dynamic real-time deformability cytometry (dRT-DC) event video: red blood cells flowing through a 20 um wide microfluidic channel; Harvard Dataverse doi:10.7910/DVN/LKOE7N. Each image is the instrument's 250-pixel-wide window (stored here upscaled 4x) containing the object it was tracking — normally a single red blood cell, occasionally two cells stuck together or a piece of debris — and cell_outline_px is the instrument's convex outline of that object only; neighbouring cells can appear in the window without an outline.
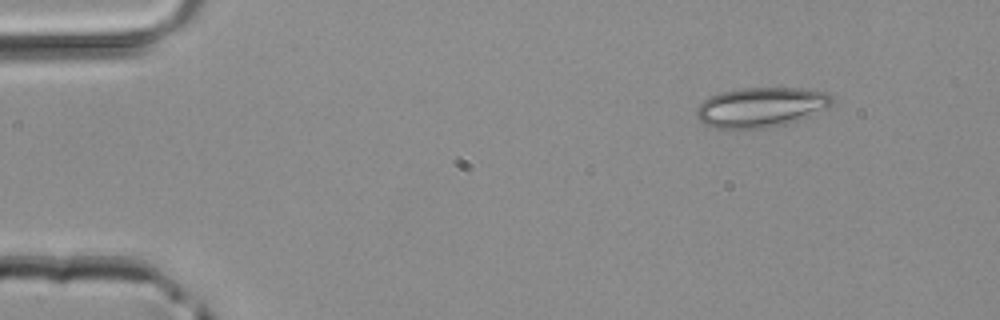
{"species": "common noctule bat (a hibernating species)", "species_latin": "Nyctalus noctula", "temperature_condition": "room temperature", "stored_images_in_passage": 3, "camera_frame_rate_fps": 3000, "um_per_image_px": 0.085, "animal": {"sex": "male", "body_mass_g": 20.4}, "frame": {"image": 1, "passage_image": 1, "time_ms": 0.0, "image_size_px": [1000, 320], "cell_outline_px": [[832, 104], [828, 108], [812, 116], [792, 124], [772, 128], [716, 128], [704, 124], [696, 116], [696, 108], [704, 100], [720, 92], [740, 88], [800, 88], [824, 92], [832, 96]], "centroid_in_image_um": [64.73, 9.13], "position_along_channel_um": 20.3, "area_um2": 31.91}}